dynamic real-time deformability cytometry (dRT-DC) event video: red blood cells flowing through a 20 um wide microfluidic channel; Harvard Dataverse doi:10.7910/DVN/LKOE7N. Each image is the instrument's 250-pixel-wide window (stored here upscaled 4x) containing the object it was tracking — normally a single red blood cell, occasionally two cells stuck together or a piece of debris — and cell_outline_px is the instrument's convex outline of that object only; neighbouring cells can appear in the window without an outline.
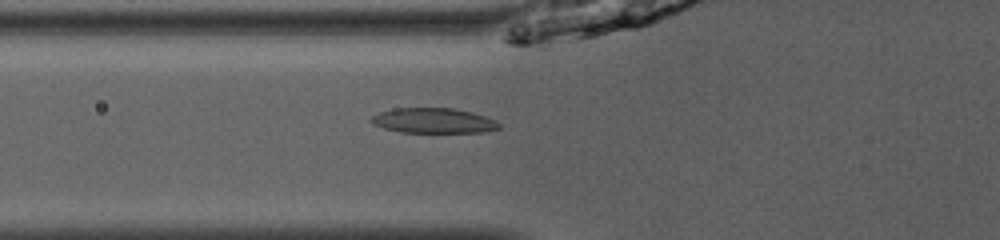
{"species": "common noctule bat (a hibernating species)", "species_latin": "Nyctalus noctula", "temperature_condition": "room temperature", "stored_images_in_passage": 35, "camera_frame_rate_fps": 3000, "um_per_image_px": 0.085, "animal": {"sex": "male", "body_mass_g": 13.0, "forearm_length_mm": 53.1}, "frame": {"image": 1, "passage_image": 5, "time_ms": 1.333, "image_size_px": [1000, 240], "cell_outline_px": [[500, 128], [480, 132], [400, 132], [384, 128], [372, 124], [368, 120], [372, 116], [380, 112], [396, 108], [452, 108], [472, 112], [496, 120], [500, 124]], "centroid_in_image_um": [36.82, 10.25], "position_along_channel_um": 89.0, "area_um2": 18.61}}
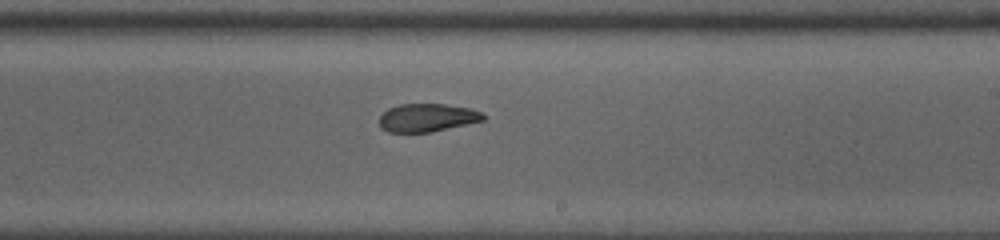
{"frame": {"image": 2, "passage_image": 17, "time_ms": 5.333, "image_size_px": [1000, 240], "cell_outline_px": [[484, 120], [432, 132], [388, 132], [380, 128], [380, 116], [388, 108], [400, 104], [444, 104], [468, 108], [484, 112]], "centroid_in_image_um": [36.3, 10.0], "position_along_channel_um": 252.7, "area_um2": 16.99}}
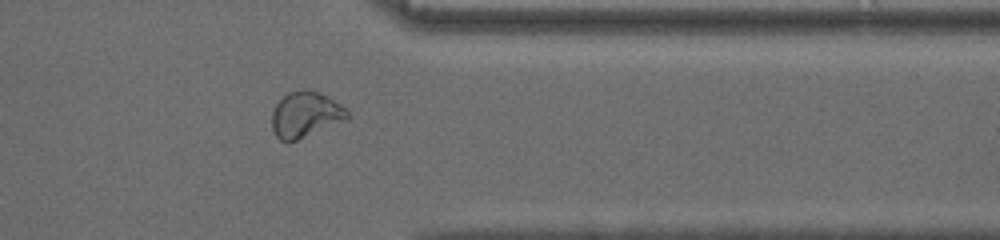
{"frame": {"image": 3, "passage_image": 27, "time_ms": 8.667, "image_size_px": [1000, 240], "cell_outline_px": [[348, 120], [288, 144], [280, 140], [276, 136], [272, 128], [272, 112], [276, 104], [288, 92], [316, 92], [328, 96], [340, 104], [348, 112]], "centroid_in_image_um": [25.96, 9.81], "position_along_channel_um": 385.4, "area_um2": 19.94}, "authors_computed_cell_mechanics": {"area_um2": 18.496, "velocity_mm_per_s": 4.0686, "shape_relaxation_time_tau1_ms": 5.8582, "shape_relaxation_time_tau2_ms": 2.9548, "deformation_change_tau1": 0.1651, "deformation_change_tau2": 0.0622}}